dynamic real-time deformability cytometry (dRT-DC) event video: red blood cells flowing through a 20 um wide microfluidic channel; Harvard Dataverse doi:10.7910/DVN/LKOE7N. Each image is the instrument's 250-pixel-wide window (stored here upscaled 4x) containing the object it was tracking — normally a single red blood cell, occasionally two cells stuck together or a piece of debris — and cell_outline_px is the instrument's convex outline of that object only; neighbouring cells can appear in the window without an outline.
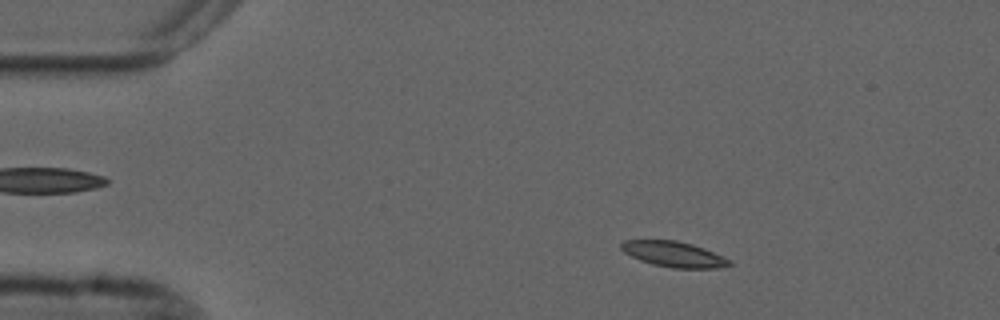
{"species": "common noctule bat (a hibernating species)", "species_latin": "Nyctalus noctula", "temperature_condition": "cold", "stored_images_in_passage": 54, "camera_frame_rate_fps": 3000, "um_per_image_px": 0.085, "animal": {"sex": "male", "forearm_length_mm": 52.5}, "frame": {"image": 1, "passage_image": 8, "time_ms": 2.333, "image_size_px": [1000, 320], "cell_outline_px": [[732, 264], [716, 268], [672, 268], [652, 264], [640, 260], [624, 252], [620, 248], [620, 244], [624, 240], [676, 240], [692, 244], [704, 248], [732, 260]], "centroid_in_image_um": [57.27, 21.6], "position_along_channel_um": 27.7, "area_um2": 16.07}}
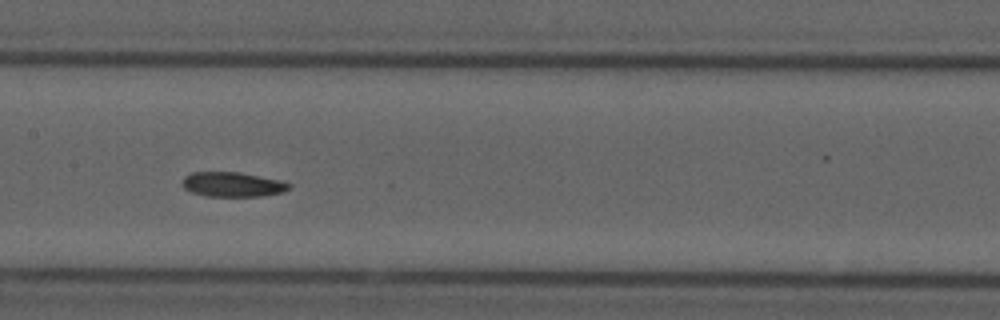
{"frame": {"image": 2, "passage_image": 26, "time_ms": 8.333, "image_size_px": [1000, 320], "cell_outline_px": [[292, 188], [280, 192], [264, 196], [204, 196], [192, 192], [184, 188], [180, 184], [180, 180], [184, 176], [192, 172], [240, 172], [280, 180], [292, 184]], "centroid_in_image_um": [19.73, 15.67], "position_along_channel_um": 187.7, "area_um2": 15.55}}
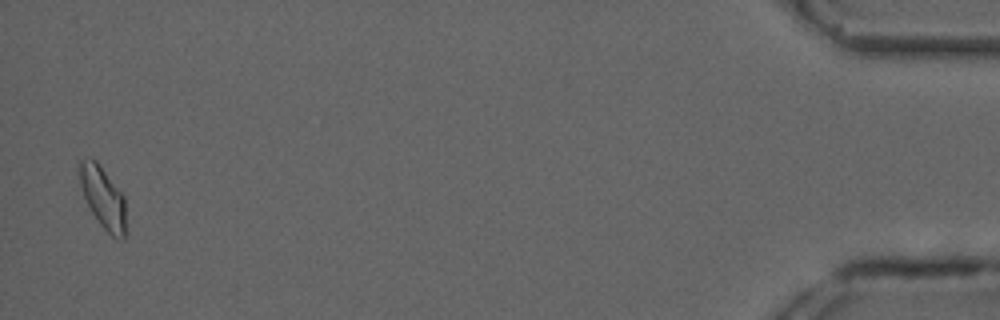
{"frame": {"image": 3, "passage_image": 53, "time_ms": 17.333, "image_size_px": [1000, 320], "cell_outline_px": [[124, 240], [116, 240], [100, 224], [92, 212], [84, 196], [80, 184], [80, 160], [96, 160], [124, 196]], "centroid_in_image_um": [8.76, 16.82], "position_along_channel_um": 426.4, "area_um2": 16.07}, "authors_computed_cell_mechanics": {"area_um2": 16.0106, "velocity_mm_per_s": 3.6806, "shape_relaxation_time_tau1_ms": null, "shape_relaxation_time_tau2_ms": 5.4858, "deformation_change_tau1": null, "deformation_change_tau2": 0.0921}}